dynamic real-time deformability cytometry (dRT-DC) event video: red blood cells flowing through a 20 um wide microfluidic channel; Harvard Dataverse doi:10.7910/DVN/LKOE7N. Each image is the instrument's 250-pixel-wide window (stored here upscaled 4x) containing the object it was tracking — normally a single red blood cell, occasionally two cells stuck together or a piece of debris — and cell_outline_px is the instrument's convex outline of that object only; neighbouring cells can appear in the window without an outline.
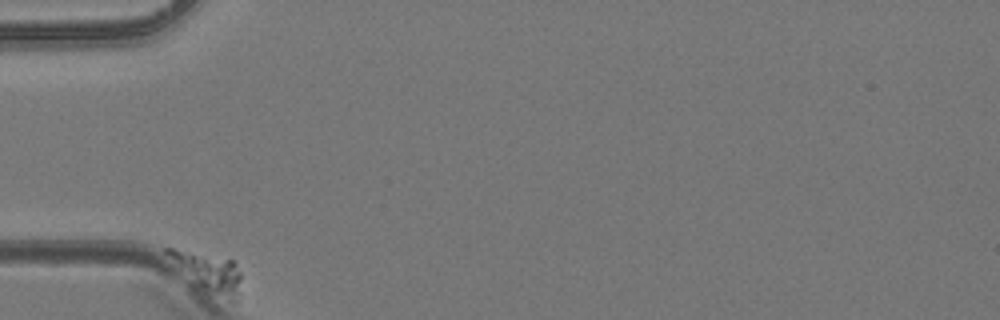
{"species": "common noctule bat (a hibernating species)", "species_latin": "Nyctalus noctula", "temperature_condition": "room temperature", "stored_images_in_passage": 7, "camera_frame_rate_fps": 3000, "um_per_image_px": 0.085, "animal": {"sex": "female", "body_mass_g": 24.6, "forearm_length_mm": 56.2}, "frame": {"image": 1, "passage_image": 1, "time_ms": 0.0, "image_size_px": [1000, 320], "cell_outline_px": [[240, 296], [236, 300], [228, 300], [208, 292], [164, 252], [164, 248], [172, 248], [236, 260], [240, 272]], "centroid_in_image_um": [17.85, 23.12], "position_along_channel_um": 67.2, "area_um2": 15.72}}
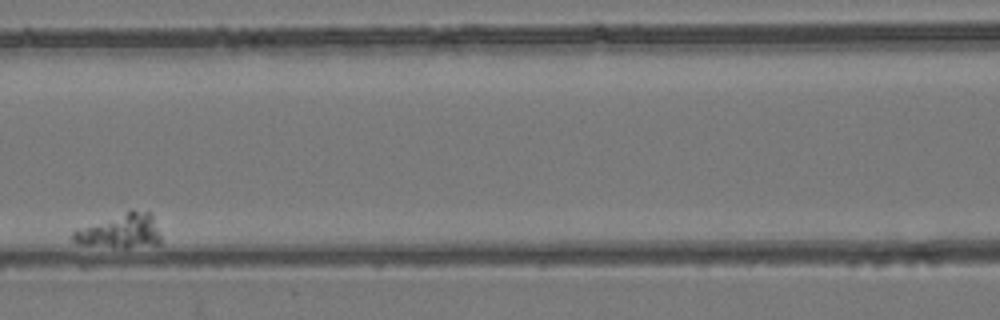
{"frame": {"image": 2, "passage_image": 5, "time_ms": 1.333, "image_size_px": [1000, 320], "cell_outline_px": [[160, 244], [128, 248], [124, 248], [76, 244], [72, 240], [72, 232], [76, 228], [132, 208], [152, 212], [160, 236]], "centroid_in_image_um": [10.21, 19.61], "position_along_channel_um": 156.4, "area_um2": 18.21}}
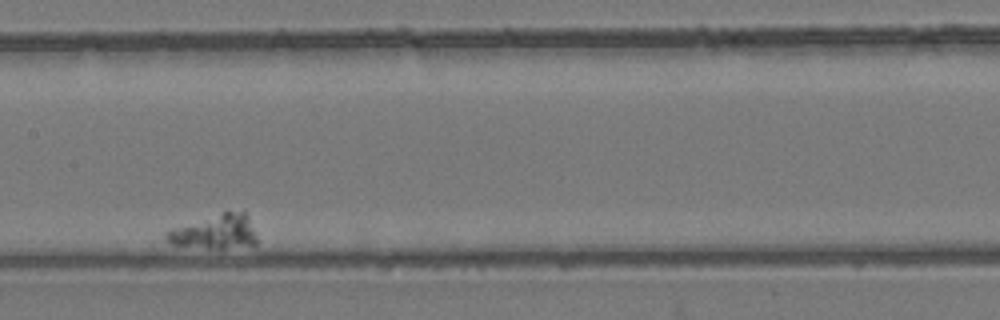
{"frame": {"image": 3, "passage_image": 6, "time_ms": 1.667, "image_size_px": [1000, 320], "cell_outline_px": [[256, 244], [224, 248], [208, 248], [172, 244], [168, 240], [168, 232], [176, 228], [228, 208], [244, 212], [248, 216], [256, 236]], "centroid_in_image_um": [18.37, 19.66], "position_along_channel_um": 189.0, "area_um2": 17.8}}